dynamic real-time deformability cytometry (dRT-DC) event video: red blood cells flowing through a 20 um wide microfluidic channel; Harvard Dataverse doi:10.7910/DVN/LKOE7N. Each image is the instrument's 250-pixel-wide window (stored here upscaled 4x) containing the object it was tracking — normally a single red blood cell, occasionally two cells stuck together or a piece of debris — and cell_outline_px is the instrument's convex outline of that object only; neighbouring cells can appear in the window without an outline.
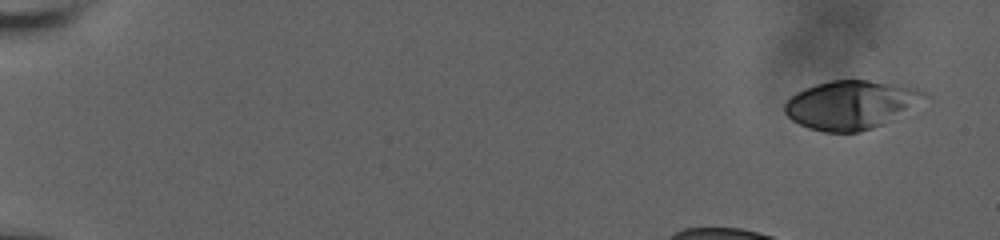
{"species": "human", "species_latin": "Homo sapiens", "temperature_condition": "room temperature", "stored_images_in_passage": 42, "camera_frame_rate_fps": 3000, "um_per_image_px": 0.085, "donor": {"sex": "male"}, "frame": {"image": 1, "passage_image": 1, "time_ms": 0.0, "image_size_px": [1000, 240], "cell_outline_px": [[928, 96], [884, 124], [860, 132], [824, 132], [808, 128], [792, 120], [784, 112], [784, 104], [796, 92], [804, 88], [816, 84], [832, 80], [868, 80], [916, 88], [924, 92]], "centroid_in_image_um": [72.26, 8.91], "position_along_channel_um": 12.7, "area_um2": 39.07}}
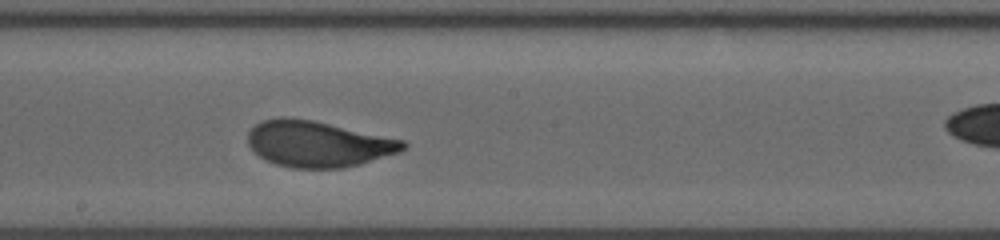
{"frame": {"image": 2, "passage_image": 28, "time_ms": 9.0, "image_size_px": [1000, 240], "cell_outline_px": [[408, 144], [400, 152], [360, 164], [344, 168], [292, 168], [276, 164], [260, 156], [248, 144], [248, 132], [256, 124], [264, 120], [280, 116], [284, 116], [312, 120], [404, 140]], "centroid_in_image_um": [27.04, 12.23], "position_along_channel_um": 221.2, "area_um2": 41.38}}
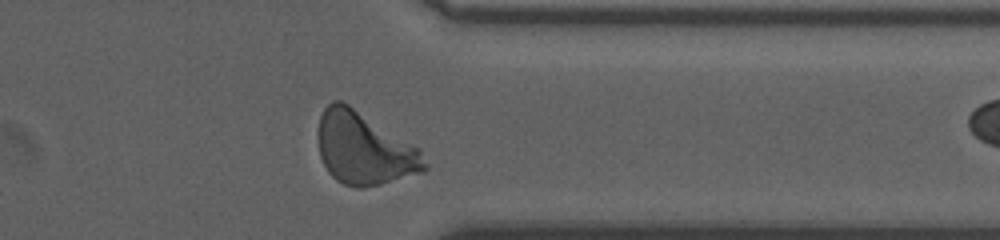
{"frame": {"image": 3, "passage_image": 41, "time_ms": 13.333, "image_size_px": [1000, 240], "cell_outline_px": [[428, 168], [424, 172], [380, 184], [364, 188], [356, 188], [344, 184], [336, 180], [328, 172], [320, 156], [316, 132], [320, 116], [324, 108], [332, 100], [340, 100], [348, 104], [420, 148], [428, 164]], "centroid_in_image_um": [30.95, 12.63], "position_along_channel_um": 380.5, "area_um2": 45.26}}